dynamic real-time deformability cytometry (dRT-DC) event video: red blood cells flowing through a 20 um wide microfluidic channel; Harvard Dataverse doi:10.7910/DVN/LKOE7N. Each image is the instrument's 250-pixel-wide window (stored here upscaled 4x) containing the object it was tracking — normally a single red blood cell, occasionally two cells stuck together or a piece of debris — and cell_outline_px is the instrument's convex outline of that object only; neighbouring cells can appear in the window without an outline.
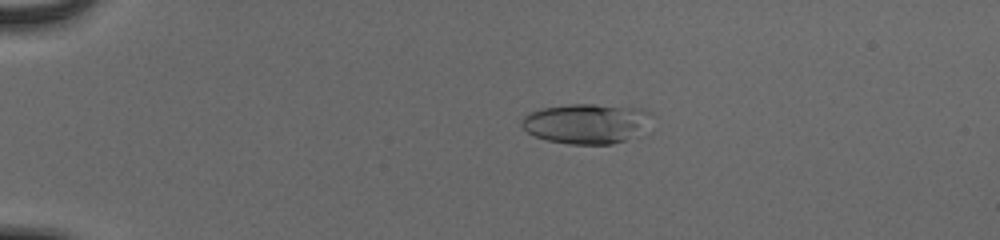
{"species": "human", "species_latin": "Homo sapiens", "temperature_condition": "cold", "stored_images_in_passage": 56, "camera_frame_rate_fps": 3000, "um_per_image_px": 0.085, "donor": {"sex": "male"}, "frame": {"image": 1, "passage_image": 14, "time_ms": 4.333, "image_size_px": [1000, 240], "cell_outline_px": [[648, 112], [624, 140], [612, 144], [568, 144], [548, 140], [536, 136], [528, 132], [520, 124], [520, 120], [528, 112], [544, 108], [572, 104], [592, 104], [644, 108]], "centroid_in_image_um": [49.59, 10.48], "position_along_channel_um": 35.4, "area_um2": 28.67}}
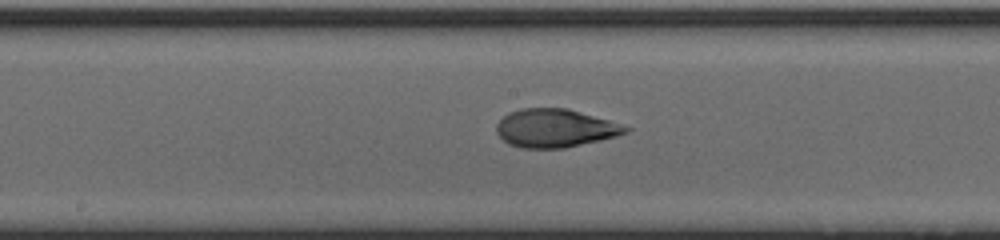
{"frame": {"image": 2, "passage_image": 32, "time_ms": 10.333, "image_size_px": [1000, 240], "cell_outline_px": [[632, 128], [628, 132], [616, 136], [600, 140], [564, 148], [520, 148], [508, 144], [496, 132], [496, 124], [508, 112], [520, 108], [568, 108], [608, 120]], "centroid_in_image_um": [47.16, 10.89], "position_along_channel_um": 201.0, "area_um2": 28.78}}
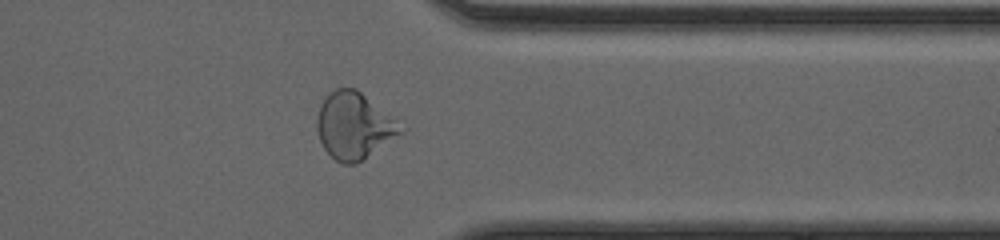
{"frame": {"image": 3, "passage_image": 46, "time_ms": 15.0, "image_size_px": [1000, 240], "cell_outline_px": [[404, 132], [364, 160], [356, 164], [344, 164], [336, 160], [324, 148], [320, 140], [316, 128], [316, 120], [320, 104], [336, 88], [356, 88], [396, 120], [404, 128]], "centroid_in_image_um": [30.1, 10.72], "position_along_channel_um": 381.3, "area_um2": 32.25}, "authors_computed_cell_mechanics": {"area_um2": 29.5358, "velocity_mm_per_s": 3.9186, "shape_relaxation_time_tau1_ms": 7.0489, "shape_relaxation_time_tau2_ms": 1.0964, "deformation_change_tau1": 0.2663, "deformation_change_tau2": 0.0634}}